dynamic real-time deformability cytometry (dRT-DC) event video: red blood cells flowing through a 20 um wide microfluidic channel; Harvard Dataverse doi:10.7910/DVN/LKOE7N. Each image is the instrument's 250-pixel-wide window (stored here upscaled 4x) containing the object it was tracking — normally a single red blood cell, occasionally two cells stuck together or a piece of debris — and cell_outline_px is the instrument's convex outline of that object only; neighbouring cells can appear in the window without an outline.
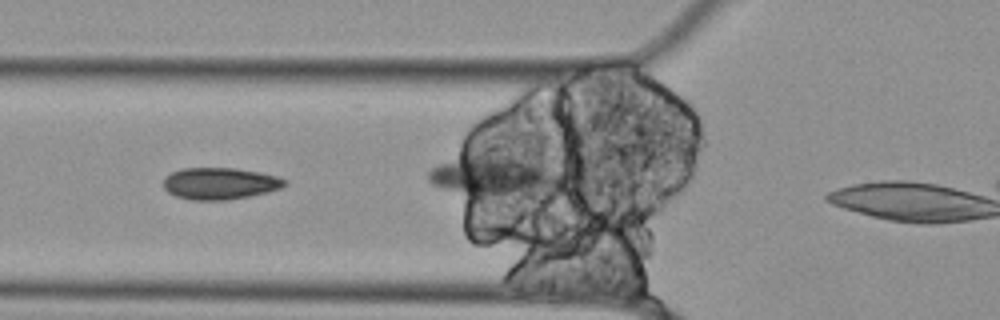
{"species": "Egyptian fruit bat (a non-hibernating species)", "species_latin": "Rousettus aegyptiacus", "temperature_condition": "cold", "stored_images_in_passage": 4, "camera_frame_rate_fps": 3000, "um_per_image_px": 0.085, "animal": {"sex": "female"}, "frame": {"image": 1, "passage_image": 2, "time_ms": 0.333, "image_size_px": [1000, 320], "cell_outline_px": [[288, 184], [280, 188], [248, 196], [228, 200], [192, 200], [176, 196], [168, 192], [164, 188], [164, 176], [180, 168], [236, 168], [260, 172], [276, 176], [284, 180]], "centroid_in_image_um": [18.65, 15.59], "position_along_channel_um": 107.2, "area_um2": 22.37}}